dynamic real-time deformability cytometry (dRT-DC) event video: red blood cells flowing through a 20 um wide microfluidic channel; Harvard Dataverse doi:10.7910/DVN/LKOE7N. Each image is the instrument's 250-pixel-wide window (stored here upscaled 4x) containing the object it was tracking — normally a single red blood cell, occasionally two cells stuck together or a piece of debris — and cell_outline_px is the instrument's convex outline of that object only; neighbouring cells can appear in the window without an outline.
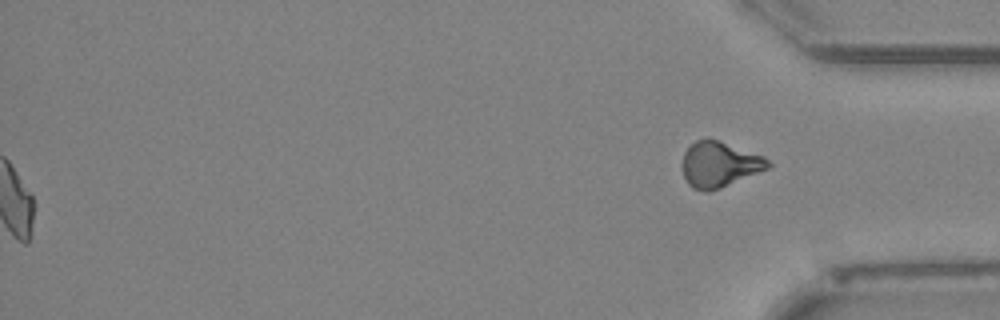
{"species": "Egyptian fruit bat (a non-hibernating species)", "species_latin": "Rousettus aegyptiacus", "temperature_condition": "cold", "stored_images_in_passage": 53, "segment_of_instrument_passage": [2, 2], "camera_frame_rate_fps": 3000, "um_per_image_px": 0.085, "animal": {"sex": "female"}, "frame": {"image": 1, "passage_image": 53, "time_ms": 17.333, "image_size_px": [1000, 320], "cell_outline_px": [[772, 164], [768, 168], [720, 188], [708, 192], [704, 192], [692, 188], [688, 184], [680, 168], [680, 164], [684, 152], [696, 140], [708, 136], [720, 140], [764, 156]], "centroid_in_image_um": [61.1, 13.95], "position_along_channel_um": 374.1, "area_um2": 23.12}}